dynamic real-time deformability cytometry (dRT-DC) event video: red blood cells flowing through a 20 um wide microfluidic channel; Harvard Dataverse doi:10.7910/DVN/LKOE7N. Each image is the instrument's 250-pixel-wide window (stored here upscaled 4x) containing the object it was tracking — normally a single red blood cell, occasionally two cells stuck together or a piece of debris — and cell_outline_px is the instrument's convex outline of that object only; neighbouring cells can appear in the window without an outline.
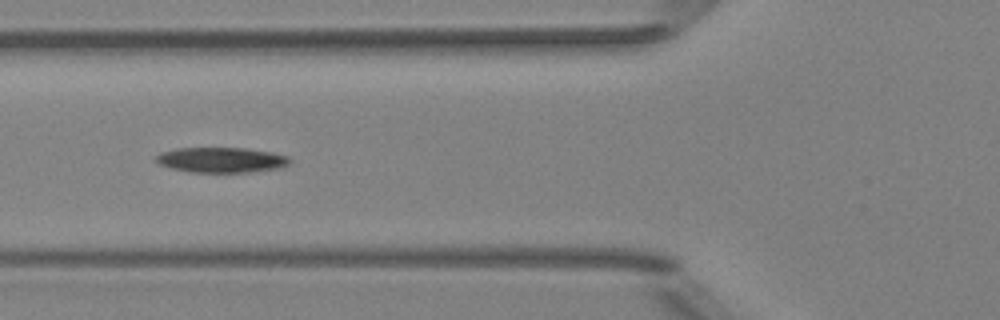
{"species": "Egyptian fruit bat (a non-hibernating species)", "species_latin": "Rousettus aegyptiacus", "temperature_condition": "room temperature", "stored_images_in_passage": 5, "camera_frame_rate_fps": 3000, "um_per_image_px": 0.085, "animal": {"sex": "female"}, "frame": {"image": 1, "passage_image": 3, "time_ms": 2.333, "image_size_px": [1000, 320], "cell_outline_px": [[292, 160], [288, 164], [280, 168], [248, 172], [192, 172], [172, 168], [160, 164], [156, 160], [156, 156], [160, 152], [176, 148], [244, 148], [272, 152], [288, 156]], "centroid_in_image_um": [18.83, 13.59], "position_along_channel_um": 107.0, "area_um2": 19.59}}
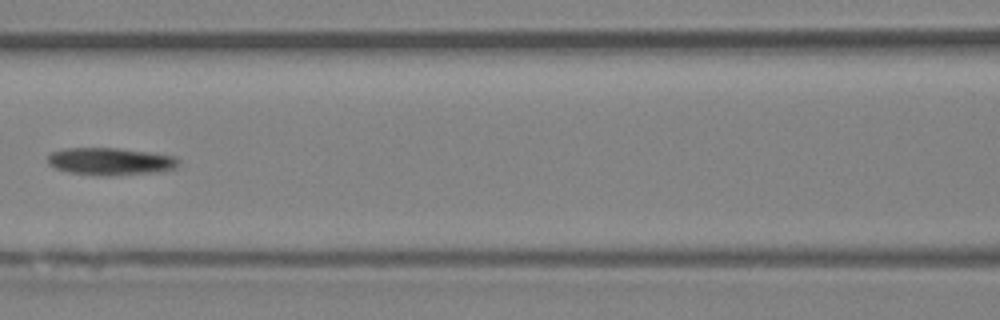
{"frame": {"image": 2, "passage_image": 4, "time_ms": 3.667, "image_size_px": [1000, 320], "cell_outline_px": [[180, 164], [176, 168], [160, 172], [112, 176], [104, 176], [68, 172], [56, 168], [48, 164], [48, 156], [52, 152], [64, 148], [116, 148], [148, 152], [176, 156], [180, 160]], "centroid_in_image_um": [9.43, 13.73], "position_along_channel_um": 157.2, "area_um2": 21.1}}
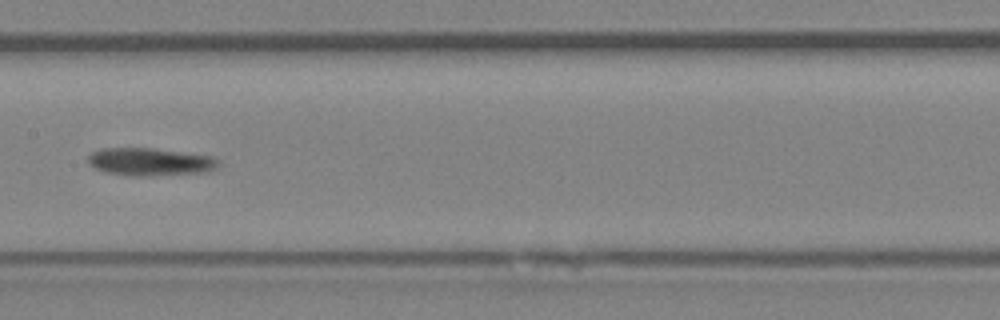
{"frame": {"image": 3, "passage_image": 5, "time_ms": 4.667, "image_size_px": [1000, 320], "cell_outline_px": [[220, 164], [216, 168], [208, 172], [140, 176], [108, 172], [96, 168], [88, 164], [88, 156], [92, 152], [104, 148], [152, 148], [212, 156]], "centroid_in_image_um": [12.77, 13.74], "position_along_channel_um": 194.6, "area_um2": 20.75}}